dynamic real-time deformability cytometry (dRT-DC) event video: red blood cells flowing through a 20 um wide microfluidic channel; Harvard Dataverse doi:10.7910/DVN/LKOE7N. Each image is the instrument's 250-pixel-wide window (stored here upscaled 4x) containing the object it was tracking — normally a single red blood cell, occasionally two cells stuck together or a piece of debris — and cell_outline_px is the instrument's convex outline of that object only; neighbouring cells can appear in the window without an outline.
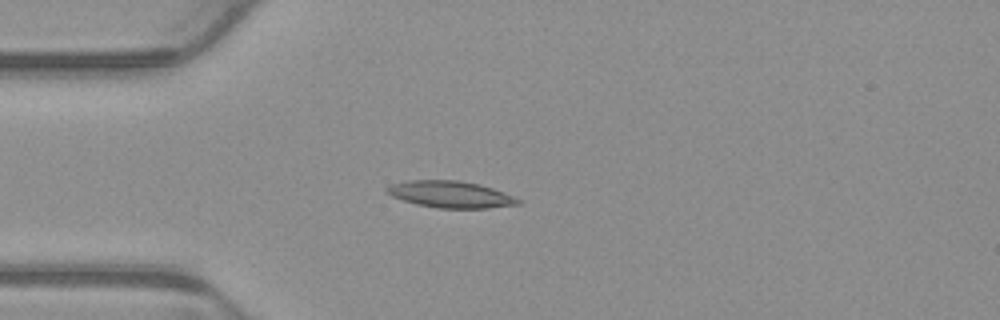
{"species": "common noctule bat (a hibernating species)", "species_latin": "Nyctalus noctula", "temperature_condition": "warm", "stored_images_in_passage": 4, "camera_frame_rate_fps": 3000, "um_per_image_px": 0.085, "animal": {"sex": "male", "body_mass_g": 23.1, "forearm_length_mm": 52.7}, "frame": {"image": 1, "passage_image": 4, "time_ms": 1.0, "image_size_px": [1000, 320], "cell_outline_px": [[520, 204], [488, 208], [436, 208], [416, 204], [392, 196], [384, 188], [392, 184], [408, 180], [460, 180], [480, 184], [504, 192], [520, 200]], "centroid_in_image_um": [38.29, 16.52], "position_along_channel_um": 46.7, "area_um2": 20.35}}